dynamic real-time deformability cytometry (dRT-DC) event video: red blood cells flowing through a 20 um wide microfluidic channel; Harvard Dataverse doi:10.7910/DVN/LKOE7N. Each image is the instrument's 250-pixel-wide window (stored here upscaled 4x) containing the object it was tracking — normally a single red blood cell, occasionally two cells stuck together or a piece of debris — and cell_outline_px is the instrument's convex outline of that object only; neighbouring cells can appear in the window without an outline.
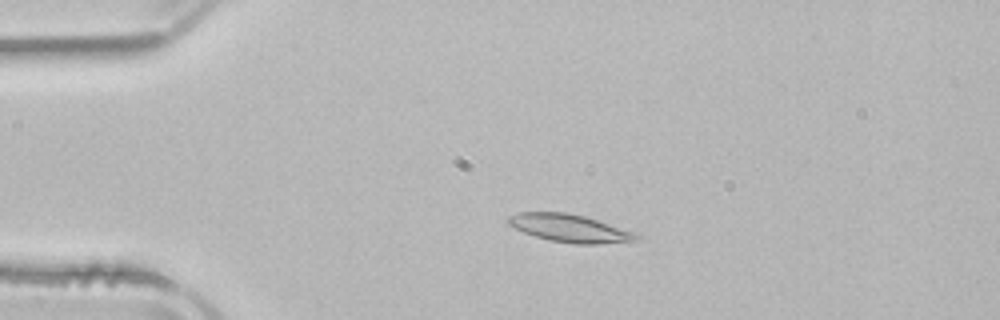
{"species": "common noctule bat (a hibernating species)", "species_latin": "Nyctalus noctula", "temperature_condition": "room temperature", "stored_images_in_passage": 52, "camera_frame_rate_fps": 3000, "um_per_image_px": 0.085, "animal": {"sex": "male", "body_mass_g": 21.5, "forearm_length_mm": 52.0}, "frame": {"image": 1, "passage_image": 11, "time_ms": 3.333, "image_size_px": [1000, 320], "cell_outline_px": [[640, 236], [632, 240], [596, 244], [576, 244], [552, 240], [536, 236], [524, 232], [508, 224], [508, 216], [520, 212], [568, 212], [584, 216], [636, 232]], "centroid_in_image_um": [48.41, 19.38], "position_along_channel_um": 36.6, "area_um2": 20.35}}
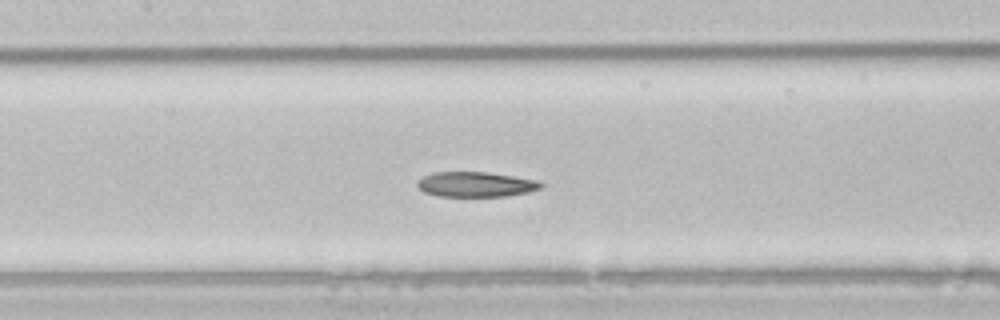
{"frame": {"image": 2, "passage_image": 24, "time_ms": 7.667, "image_size_px": [1000, 320], "cell_outline_px": [[544, 184], [540, 188], [528, 192], [504, 196], [440, 196], [424, 192], [416, 184], [416, 180], [432, 172], [488, 172], [536, 180]], "centroid_in_image_um": [40.4, 15.66], "position_along_channel_um": 167.0, "area_um2": 17.92}}
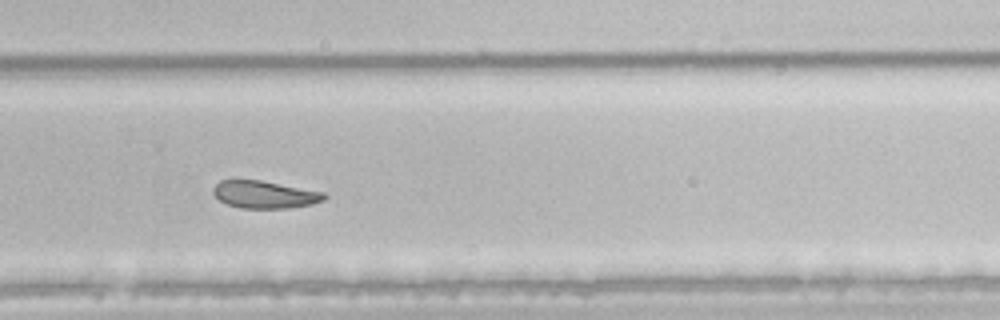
{"frame": {"image": 3, "passage_image": 35, "time_ms": 11.333, "image_size_px": [1000, 320], "cell_outline_px": [[328, 196], [324, 200], [312, 204], [288, 208], [240, 208], [228, 204], [220, 200], [212, 192], [212, 188], [220, 180], [260, 180], [324, 192]], "centroid_in_image_um": [22.5, 16.53], "position_along_channel_um": 307.3, "area_um2": 17.69}, "authors_computed_cell_mechanics": {"area_um2": 20.3456, "velocity_mm_per_s": 3.8528, "shape_relaxation_time_tau1_ms": 8.7918, "shape_relaxation_time_tau2_ms": 4.4092, "deformation_change_tau1": 0.1709, "deformation_change_tau2": 0.1053}}